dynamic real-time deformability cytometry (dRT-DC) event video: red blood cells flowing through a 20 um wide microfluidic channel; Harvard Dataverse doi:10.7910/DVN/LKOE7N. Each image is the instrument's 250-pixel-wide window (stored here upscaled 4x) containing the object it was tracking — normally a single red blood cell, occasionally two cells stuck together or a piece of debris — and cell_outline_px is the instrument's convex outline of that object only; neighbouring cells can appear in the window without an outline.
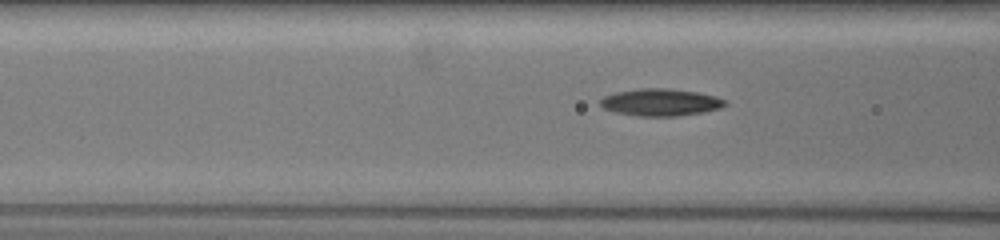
{"species": "common noctule bat (a hibernating species)", "species_latin": "Nyctalus noctula", "temperature_condition": "warm", "stored_images_in_passage": 29, "camera_frame_rate_fps": 3000, "um_per_image_px": 0.085, "animal": {"sex": "female", "body_mass_g": 19.5, "forearm_length_mm": 54.1}, "frame": {"image": 1, "passage_image": 4, "time_ms": 0.667, "image_size_px": [1000, 240], "cell_outline_px": [[728, 104], [720, 108], [700, 112], [676, 116], [636, 116], [616, 112], [604, 108], [600, 104], [600, 100], [604, 96], [616, 92], [640, 88], [668, 88], [696, 92], [716, 96], [728, 100]], "centroid_in_image_um": [56.16, 8.69], "position_along_channel_um": 110.4, "area_um2": 19.71}}
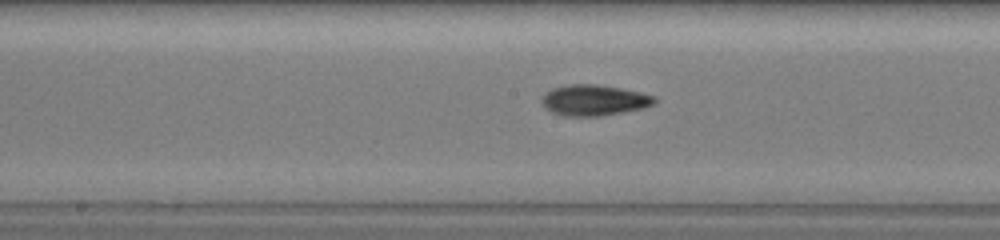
{"frame": {"image": 2, "passage_image": 13, "time_ms": 3.0, "image_size_px": [1000, 240], "cell_outline_px": [[656, 104], [644, 108], [600, 116], [564, 116], [552, 112], [544, 108], [540, 100], [540, 96], [552, 88], [572, 84], [596, 84], [620, 88], [640, 92], [656, 96]], "centroid_in_image_um": [50.48, 8.52], "position_along_channel_um": 197.7, "area_um2": 20.46}}
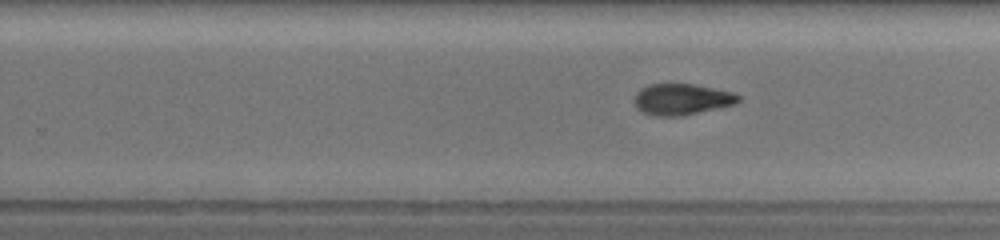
{"frame": {"image": 3, "passage_image": 23, "time_ms": 5.0, "image_size_px": [1000, 240], "cell_outline_px": [[740, 100], [736, 104], [684, 116], [656, 116], [644, 112], [636, 108], [636, 92], [640, 88], [648, 84], [692, 84], [732, 92], [740, 96]], "centroid_in_image_um": [57.96, 8.45], "position_along_channel_um": 271.8, "area_um2": 18.84}}